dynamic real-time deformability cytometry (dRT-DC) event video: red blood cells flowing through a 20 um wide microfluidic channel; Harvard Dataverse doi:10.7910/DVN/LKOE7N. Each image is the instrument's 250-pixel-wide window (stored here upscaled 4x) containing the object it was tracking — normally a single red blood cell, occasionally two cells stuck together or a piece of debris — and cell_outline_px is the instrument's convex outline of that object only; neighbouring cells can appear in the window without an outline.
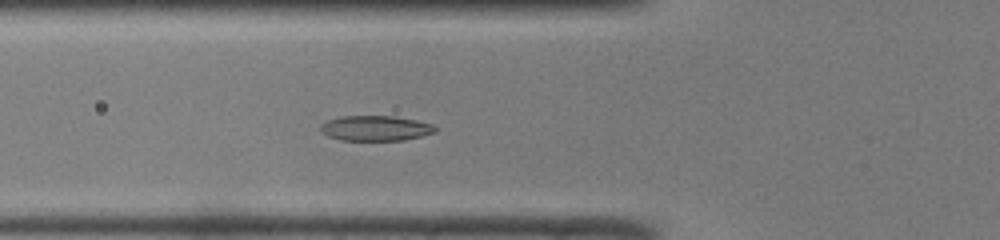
{"species": "common noctule bat (a hibernating species)", "species_latin": "Nyctalus noctula", "temperature_condition": "room temperature", "stored_images_in_passage": 46, "camera_frame_rate_fps": 3000, "um_per_image_px": 0.085, "animal": {"sex": "male", "body_mass_g": 19.0, "forearm_length_mm": 50.8}, "frame": {"image": 1, "passage_image": 15, "time_ms": 4.667, "image_size_px": [1000, 240], "cell_outline_px": [[436, 132], [404, 140], [340, 140], [328, 136], [320, 132], [320, 124], [328, 120], [340, 116], [392, 116], [416, 120], [432, 124], [436, 128]], "centroid_in_image_um": [31.88, 10.9], "position_along_channel_um": 93.9, "area_um2": 16.82}}
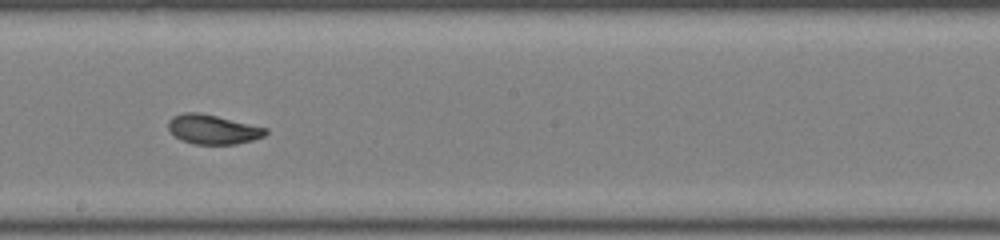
{"frame": {"image": 2, "passage_image": 25, "time_ms": 8.0, "image_size_px": [1000, 240], "cell_outline_px": [[268, 132], [264, 136], [252, 140], [236, 144], [192, 144], [180, 140], [168, 128], [168, 120], [172, 116], [184, 112], [200, 112], [268, 128]], "centroid_in_image_um": [18.08, 10.99], "position_along_channel_um": 230.1, "area_um2": 16.76}}
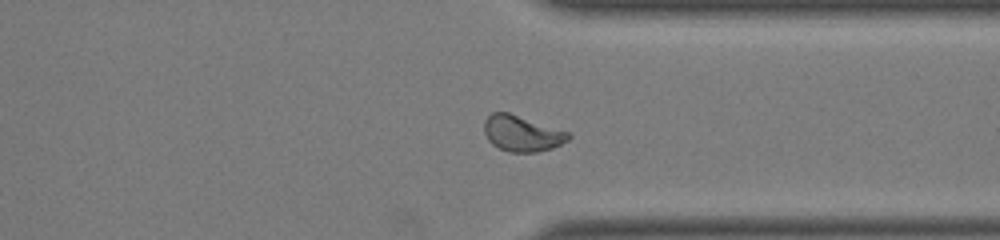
{"frame": {"image": 3, "passage_image": 35, "time_ms": 11.333, "image_size_px": [1000, 240], "cell_outline_px": [[572, 136], [568, 140], [552, 148], [536, 152], [508, 152], [492, 144], [488, 140], [484, 132], [484, 120], [492, 112], [508, 112], [568, 132]], "centroid_in_image_um": [44.34, 11.34], "position_along_channel_um": 367.1, "area_um2": 17.46}, "authors_computed_cell_mechanics": {"area_um2": 17.4556, "velocity_mm_per_s": 4.0861, "shape_relaxation_time_tau1_ms": 3.6919, "shape_relaxation_time_tau2_ms": 1.3024, "deformation_change_tau1": 0.1451, "deformation_change_tau2": 0.0585}}